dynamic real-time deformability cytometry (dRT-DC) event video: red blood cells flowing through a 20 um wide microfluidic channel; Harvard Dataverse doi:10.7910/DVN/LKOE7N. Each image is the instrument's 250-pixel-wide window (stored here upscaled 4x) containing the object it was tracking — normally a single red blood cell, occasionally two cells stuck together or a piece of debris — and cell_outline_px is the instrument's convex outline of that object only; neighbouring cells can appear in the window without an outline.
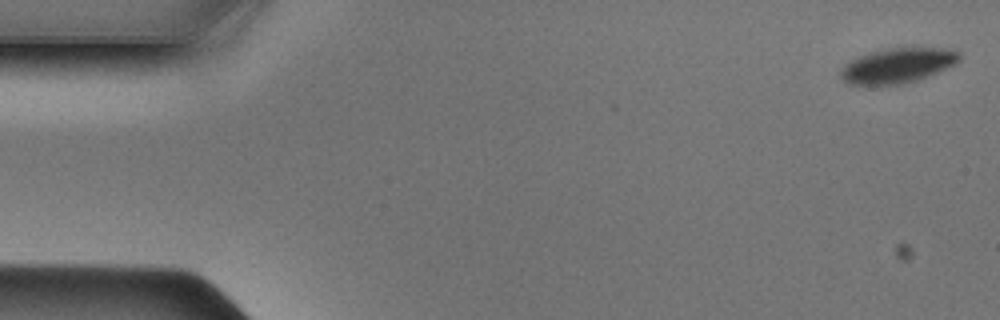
{"species": "Egyptian fruit bat (a non-hibernating species)", "species_latin": "Rousettus aegyptiacus", "temperature_condition": "cold", "stored_images_in_passage": 20, "camera_frame_rate_fps": 3000, "um_per_image_px": 0.085, "animal": {"sex": "male"}, "frame": {"image": 1, "passage_image": 1, "time_ms": 0.0, "image_size_px": [1000, 320], "cell_outline_px": [[960, 60], [956, 64], [916, 80], [904, 84], [848, 84], [840, 76], [840, 68], [848, 60], [868, 52], [888, 48], [936, 48], [960, 52]], "centroid_in_image_um": [76.24, 5.56], "position_along_channel_um": 8.8, "area_um2": 23.99}}
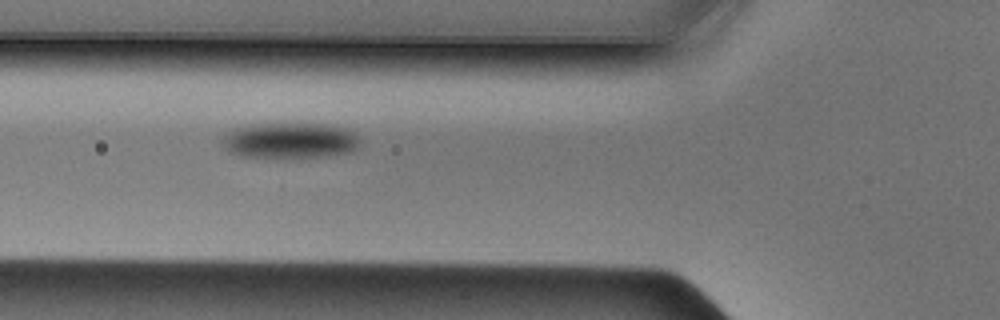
{"frame": {"image": 2, "passage_image": 17, "time_ms": 5.333, "image_size_px": [1000, 320], "cell_outline_px": [[360, 148], [352, 152], [328, 156], [276, 160], [244, 156], [228, 152], [220, 144], [220, 140], [228, 132], [236, 128], [252, 124], [300, 120], [332, 124], [348, 128], [356, 132], [360, 136]], "centroid_in_image_um": [24.71, 11.92], "position_along_channel_um": 101.1, "area_um2": 31.21}}
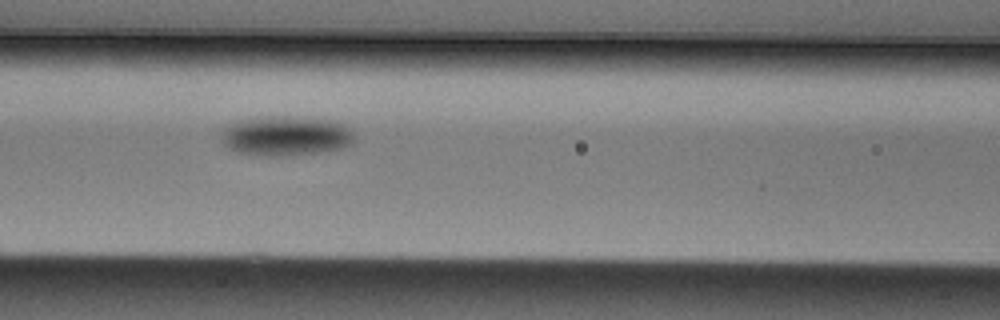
{"frame": {"image": 3, "passage_image": 20, "time_ms": 6.333, "image_size_px": [1000, 320], "cell_outline_px": [[352, 140], [348, 144], [340, 148], [320, 152], [284, 156], [268, 156], [236, 152], [228, 148], [224, 144], [224, 128], [240, 120], [256, 116], [300, 116], [332, 120], [348, 124], [352, 132]], "centroid_in_image_um": [24.32, 11.52], "position_along_channel_um": 142.3, "area_um2": 30.87}}